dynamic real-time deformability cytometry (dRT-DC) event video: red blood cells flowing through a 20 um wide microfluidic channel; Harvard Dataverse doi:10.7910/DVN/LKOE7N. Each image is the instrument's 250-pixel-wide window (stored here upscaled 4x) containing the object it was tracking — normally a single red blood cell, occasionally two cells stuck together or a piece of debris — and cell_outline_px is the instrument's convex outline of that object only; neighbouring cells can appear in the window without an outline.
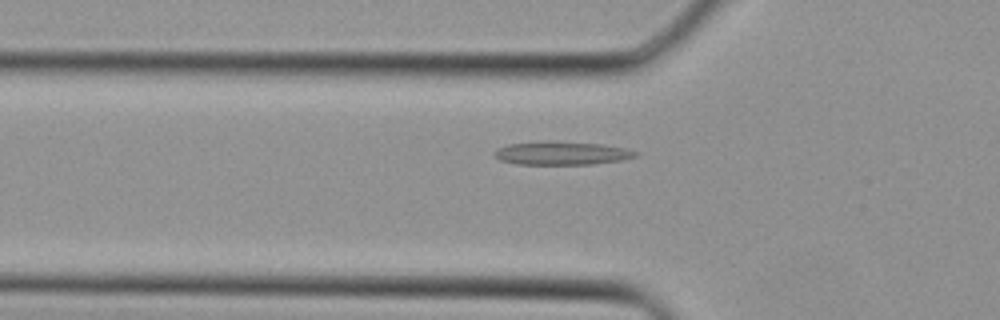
{"species": "Egyptian fruit bat (a non-hibernating species)", "species_latin": "Rousettus aegyptiacus", "temperature_condition": "cold", "stored_images_in_passage": 35, "camera_frame_rate_fps": 3000, "um_per_image_px": 0.085, "animal": {"sex": "female"}, "frame": {"image": 1, "passage_image": 13, "time_ms": 4.0, "image_size_px": [1000, 320], "cell_outline_px": [[636, 156], [620, 160], [592, 164], [516, 164], [500, 160], [492, 152], [496, 148], [508, 144], [544, 140], [600, 144], [624, 148], [636, 152]], "centroid_in_image_um": [47.65, 13.01], "position_along_channel_um": 78.2, "area_um2": 19.13}}
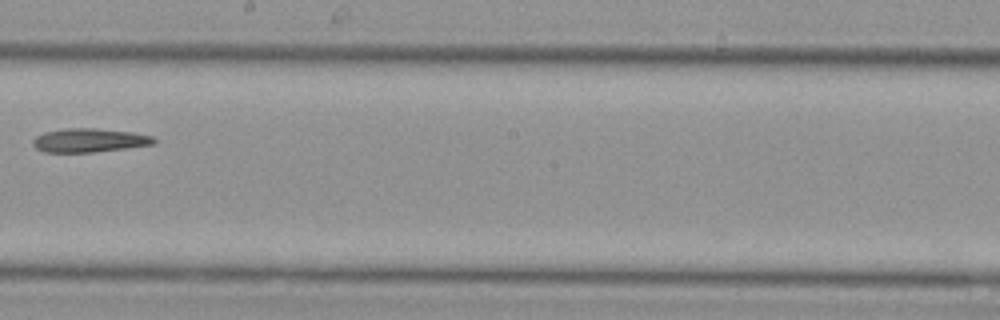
{"frame": {"image": 2, "passage_image": 22, "time_ms": 7.0, "image_size_px": [1000, 320], "cell_outline_px": [[156, 144], [92, 152], [44, 152], [36, 148], [32, 144], [32, 140], [36, 136], [44, 132], [64, 128], [96, 128], [132, 132], [152, 136], [156, 140]], "centroid_in_image_um": [7.57, 11.92], "position_along_channel_um": 240.6, "area_um2": 16.76}}
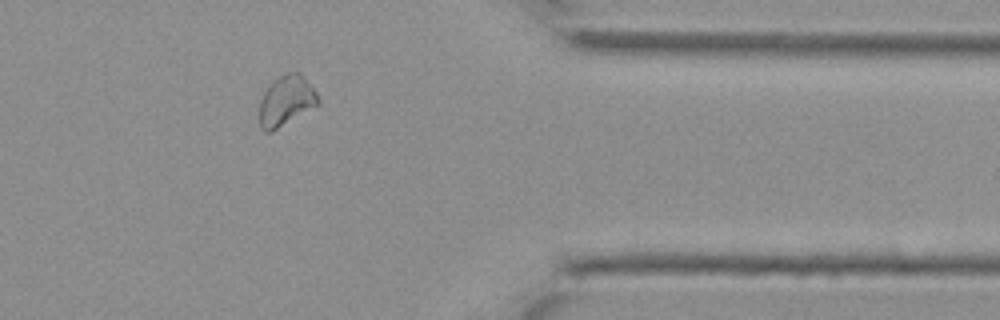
{"frame": {"image": 3, "passage_image": 31, "time_ms": 10.0, "image_size_px": [1000, 320], "cell_outline_px": [[320, 104], [272, 132], [264, 132], [260, 128], [260, 100], [264, 92], [272, 80], [276, 76], [288, 72], [300, 72], [304, 76], [316, 92], [320, 100]], "centroid_in_image_um": [24.33, 8.56], "position_along_channel_um": 387.1, "area_um2": 17.46}}